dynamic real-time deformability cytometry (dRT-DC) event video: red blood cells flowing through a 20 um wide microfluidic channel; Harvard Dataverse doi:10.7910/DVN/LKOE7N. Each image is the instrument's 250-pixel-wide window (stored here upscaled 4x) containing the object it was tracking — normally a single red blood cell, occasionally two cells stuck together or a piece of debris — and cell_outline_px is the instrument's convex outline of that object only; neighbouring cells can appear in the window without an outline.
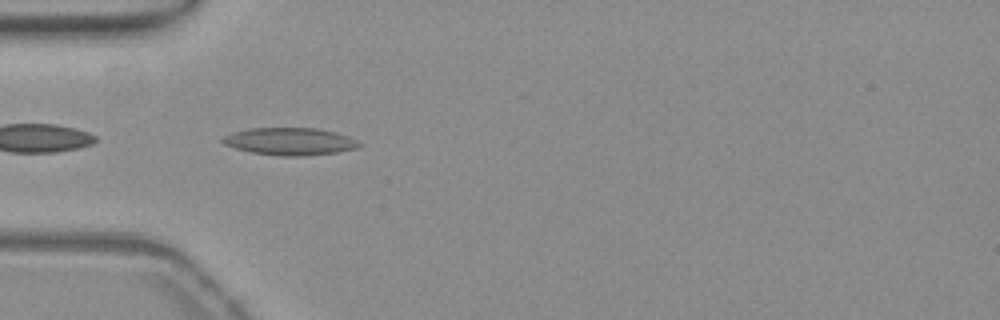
{"species": "common noctule bat (a hibernating species)", "species_latin": "Nyctalus noctula", "temperature_condition": "warm", "stored_images_in_passage": 42, "camera_frame_rate_fps": 3000, "um_per_image_px": 0.085, "animal": {"sex": "female", "body_mass_g": 19.3, "forearm_length_mm": 54.1}, "frame": {"image": 1, "passage_image": 6, "time_ms": 1.667, "image_size_px": [1000, 320], "cell_outline_px": [[364, 144], [360, 148], [336, 152], [304, 156], [280, 156], [252, 152], [236, 148], [224, 144], [220, 140], [224, 136], [232, 132], [252, 128], [316, 128], [336, 132], [348, 136]], "centroid_in_image_um": [24.68, 12.02], "position_along_channel_um": 60.3, "area_um2": 21.85}}
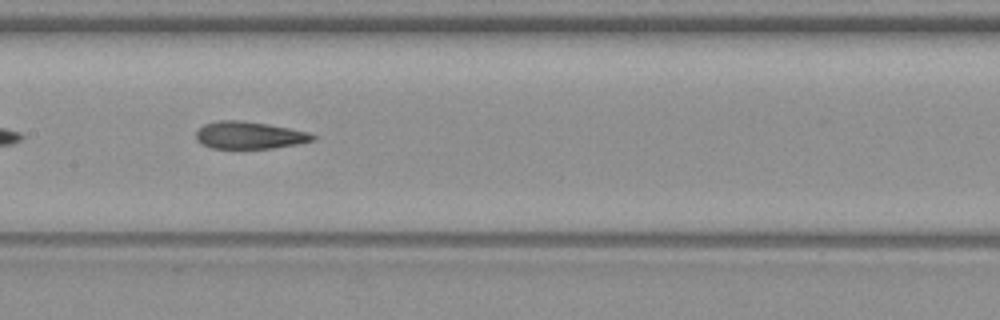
{"frame": {"image": 2, "passage_image": 16, "time_ms": 5.0, "image_size_px": [1000, 320], "cell_outline_px": [[316, 140], [300, 144], [272, 148], [208, 148], [200, 144], [196, 140], [196, 132], [204, 124], [216, 120], [240, 120], [268, 124], [308, 132], [316, 136]], "centroid_in_image_um": [21.18, 11.5], "position_along_channel_um": 186.2, "area_um2": 18.73}}
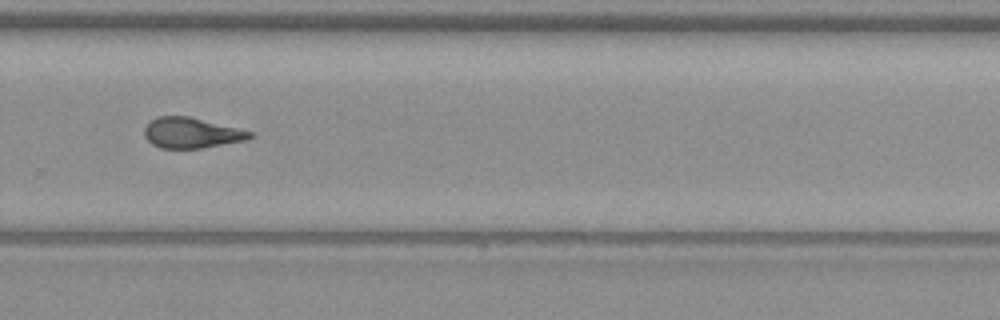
{"frame": {"image": 3, "passage_image": 26, "time_ms": 8.333, "image_size_px": [1000, 320], "cell_outline_px": [[256, 136], [248, 140], [200, 148], [160, 148], [152, 144], [144, 136], [144, 128], [156, 116], [188, 116], [256, 132]], "centroid_in_image_um": [16.33, 11.29], "position_along_channel_um": 313.5, "area_um2": 18.9}, "authors_computed_cell_mechanics": {"area_um2": 18.9584, "velocity_mm_per_s": 3.8305, "shape_relaxation_time_tau1_ms": null, "shape_relaxation_time_tau2_ms": 2.8564, "deformation_change_tau1": null, "deformation_change_tau2": 0.1219}}